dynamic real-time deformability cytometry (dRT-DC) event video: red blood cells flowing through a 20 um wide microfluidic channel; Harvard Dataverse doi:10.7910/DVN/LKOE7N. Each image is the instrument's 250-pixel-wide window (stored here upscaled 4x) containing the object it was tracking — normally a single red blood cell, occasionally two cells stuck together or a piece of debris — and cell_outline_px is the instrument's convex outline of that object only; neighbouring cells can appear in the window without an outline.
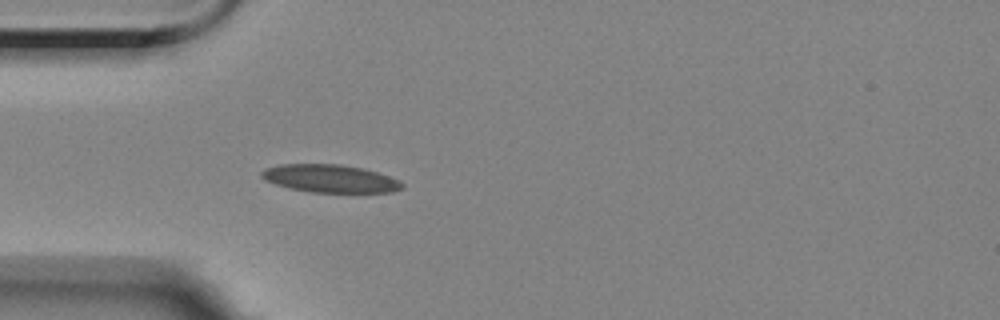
{"species": "Egyptian fruit bat (a non-hibernating species)", "species_latin": "Rousettus aegyptiacus", "temperature_condition": "room temperature", "stored_images_in_passage": 3, "camera_frame_rate_fps": 3000, "um_per_image_px": 0.085, "animal": {"sex": "female"}, "frame": {"image": 1, "passage_image": 3, "time_ms": 3.333, "image_size_px": [1000, 320], "cell_outline_px": [[404, 188], [392, 192], [312, 192], [292, 188], [276, 184], [264, 180], [260, 176], [260, 172], [264, 168], [280, 164], [340, 164], [364, 168], [400, 180], [404, 184]], "centroid_in_image_um": [28.06, 15.17], "position_along_channel_um": 56.9, "area_um2": 22.83}}